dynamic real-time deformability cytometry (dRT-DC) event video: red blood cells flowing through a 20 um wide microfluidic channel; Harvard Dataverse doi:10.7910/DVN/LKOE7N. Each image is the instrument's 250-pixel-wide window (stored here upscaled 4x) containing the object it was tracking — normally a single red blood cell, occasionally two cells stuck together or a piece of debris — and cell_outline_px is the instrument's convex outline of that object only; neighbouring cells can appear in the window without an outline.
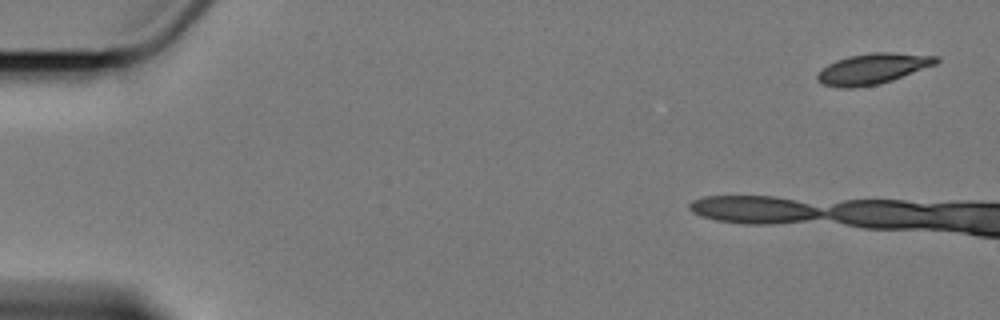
{"species": "Egyptian fruit bat (a non-hibernating species)", "species_latin": "Rousettus aegyptiacus", "temperature_condition": "cold", "stored_images_in_passage": 8, "camera_frame_rate_fps": 3000, "um_per_image_px": 0.085, "animal": {"sex": "female"}, "frame": {"image": 1, "passage_image": 1, "time_ms": 0.0, "image_size_px": [1000, 320], "cell_outline_px": [[940, 60], [936, 64], [892, 80], [880, 84], [852, 88], [836, 88], [824, 84], [816, 80], [816, 76], [828, 64], [836, 60], [848, 56], [872, 52], [892, 52], [940, 56]], "centroid_in_image_um": [74.19, 5.84], "position_along_channel_um": 10.8, "area_um2": 21.27}}